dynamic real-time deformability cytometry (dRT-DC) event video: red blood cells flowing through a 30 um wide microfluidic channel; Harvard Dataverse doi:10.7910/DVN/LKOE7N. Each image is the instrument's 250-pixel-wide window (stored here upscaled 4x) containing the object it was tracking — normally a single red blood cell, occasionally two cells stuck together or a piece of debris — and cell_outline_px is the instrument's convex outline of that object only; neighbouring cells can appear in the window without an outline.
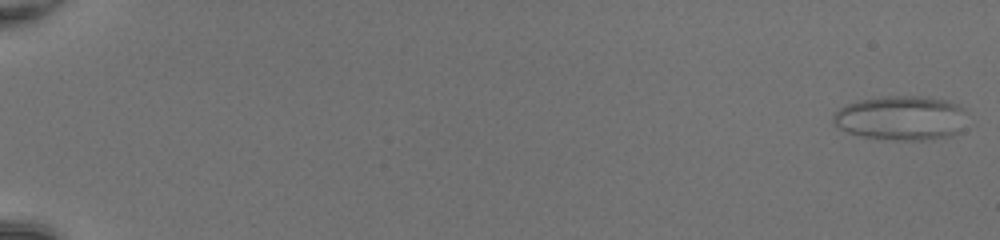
{"species": "common noctule bat (a hibernating species)", "species_latin": "Nyctalus noctula", "temperature_condition": "room temperature", "stored_images_in_passage": 51, "camera_frame_rate_fps": 3000, "um_per_image_px": 0.085, "animal": {"sex": "female", "body_mass_g": 20.0, "forearm_length_mm": 54.0}, "frame": {"image": 1, "passage_image": 1, "time_ms": 0.0, "image_size_px": [1000, 240], "cell_outline_px": [[968, 112], [960, 132], [952, 136], [924, 140], [892, 140], [864, 136], [848, 132], [840, 128], [832, 120], [832, 116], [844, 104], [860, 100], [884, 96], [928, 96], [944, 100], [956, 104], [964, 108]], "centroid_in_image_um": [76.63, 10.02], "position_along_channel_um": 8.4, "area_um2": 34.85}}
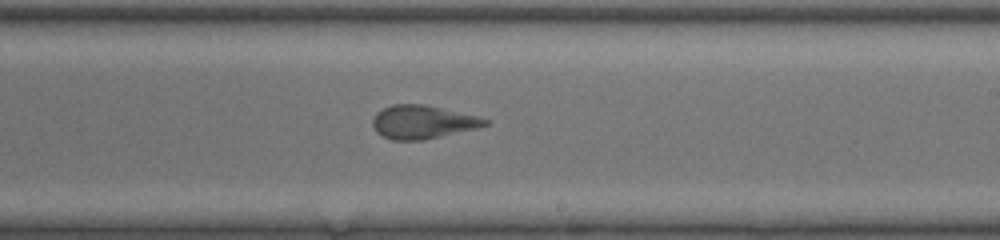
{"frame": {"image": 2, "passage_image": 33, "time_ms": 10.667, "image_size_px": [1000, 240], "cell_outline_px": [[488, 124], [476, 128], [424, 140], [392, 140], [376, 132], [372, 124], [372, 120], [376, 112], [392, 104], [424, 104], [480, 116], [488, 120]], "centroid_in_image_um": [35.91, 10.36], "position_along_channel_um": 253.1, "area_um2": 21.85}}
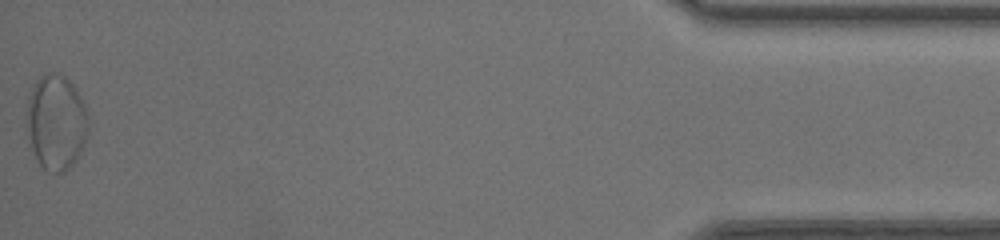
{"frame": {"image": 3, "passage_image": 51, "time_ms": 16.667, "image_size_px": [1000, 240], "cell_outline_px": [[88, 136], [80, 152], [72, 164], [64, 172], [48, 172], [36, 160], [32, 148], [28, 128], [28, 96], [36, 80], [44, 72], [60, 72], [76, 88], [88, 112]], "centroid_in_image_um": [4.8, 10.36], "position_along_channel_um": 430.4, "area_um2": 34.16}}